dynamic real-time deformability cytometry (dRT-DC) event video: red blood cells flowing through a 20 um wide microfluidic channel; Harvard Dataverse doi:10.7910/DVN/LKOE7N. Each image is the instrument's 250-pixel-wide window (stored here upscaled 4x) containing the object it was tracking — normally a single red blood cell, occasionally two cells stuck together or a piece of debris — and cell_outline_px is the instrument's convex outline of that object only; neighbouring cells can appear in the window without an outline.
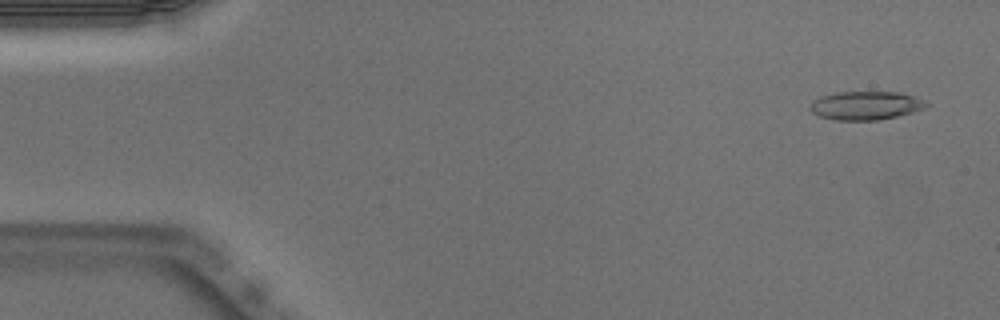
{"species": "Egyptian fruit bat (a non-hibernating species)", "species_latin": "Rousettus aegyptiacus", "temperature_condition": "warm", "stored_images_in_passage": 50, "camera_frame_rate_fps": 3000, "um_per_image_px": 0.085, "animal": {"sex": "male"}, "frame": {"image": 1, "passage_image": 3, "time_ms": 0.667, "image_size_px": [1000, 320], "cell_outline_px": [[928, 104], [924, 108], [912, 112], [896, 116], [876, 120], [836, 120], [820, 116], [812, 112], [808, 108], [812, 100], [820, 96], [836, 92], [900, 92], [924, 100]], "centroid_in_image_um": [73.53, 8.96], "position_along_channel_um": 11.5, "area_um2": 19.25}}
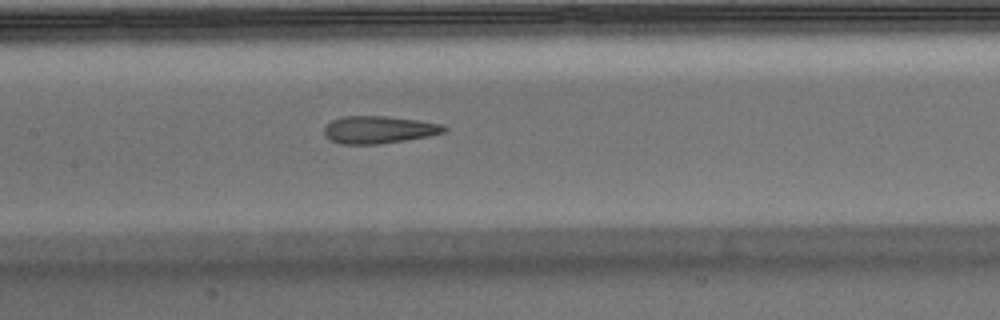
{"frame": {"image": 2, "passage_image": 24, "time_ms": 7.667, "image_size_px": [1000, 320], "cell_outline_px": [[448, 128], [444, 132], [428, 136], [380, 144], [340, 144], [324, 136], [324, 128], [332, 120], [344, 116], [388, 116], [444, 124]], "centroid_in_image_um": [32.2, 11.02], "position_along_channel_um": 175.2, "area_um2": 19.13}}
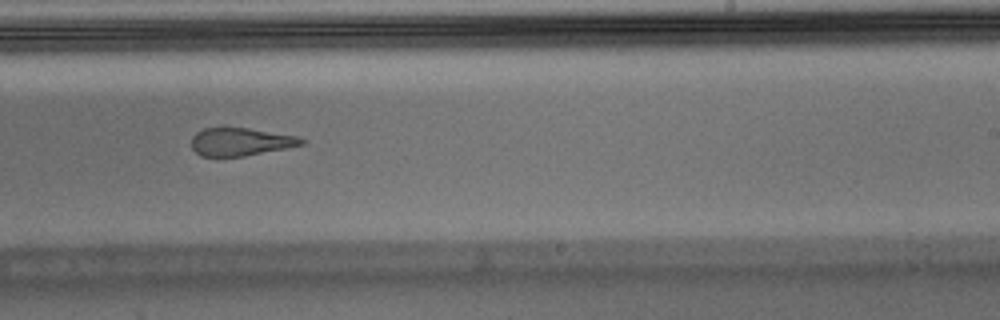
{"frame": {"image": 3, "passage_image": 31, "time_ms": 10.0, "image_size_px": [1000, 320], "cell_outline_px": [[308, 140], [304, 144], [244, 156], [200, 156], [192, 148], [192, 136], [196, 132], [204, 128], [248, 128], [300, 136]], "centroid_in_image_um": [20.47, 12.04], "position_along_channel_um": 268.5, "area_um2": 17.86}, "authors_computed_cell_mechanics": {"area_um2": 19.9121, "velocity_mm_per_s": 4.0167, "shape_relaxation_time_tau1_ms": null, "shape_relaxation_time_tau2_ms": 2.0228, "deformation_change_tau1": null, "deformation_change_tau2": 0.132}}